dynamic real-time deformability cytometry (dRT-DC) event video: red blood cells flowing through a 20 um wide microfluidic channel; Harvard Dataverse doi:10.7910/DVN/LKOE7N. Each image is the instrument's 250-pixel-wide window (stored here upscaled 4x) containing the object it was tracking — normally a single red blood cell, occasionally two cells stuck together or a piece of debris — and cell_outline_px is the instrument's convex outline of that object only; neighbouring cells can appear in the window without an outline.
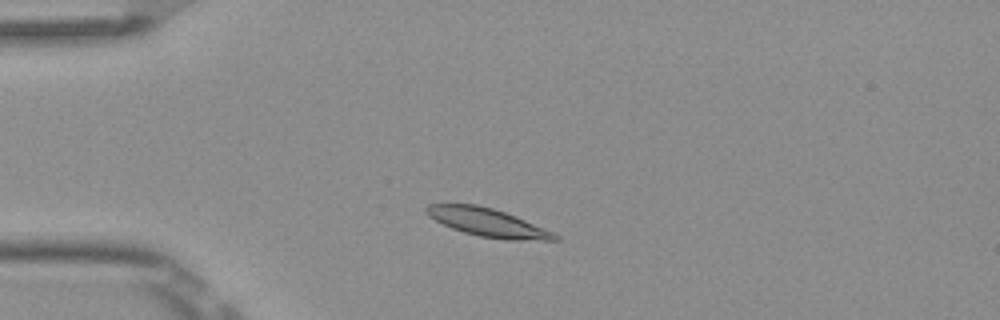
{"species": "Egyptian fruit bat (a non-hibernating species)", "species_latin": "Rousettus aegyptiacus", "temperature_condition": "room temperature", "stored_images_in_passage": 7, "camera_frame_rate_fps": 3000, "um_per_image_px": 0.085, "frame": {"image": 1, "passage_image": 3, "time_ms": 0.667, "image_size_px": [1000, 320], "cell_outline_px": [[560, 240], [504, 240], [480, 236], [464, 232], [452, 228], [428, 216], [424, 212], [424, 208], [428, 204], [476, 204], [492, 208], [504, 212], [524, 220], [552, 232], [560, 236]], "centroid_in_image_um": [41.42, 18.91], "position_along_channel_um": 43.6, "area_um2": 20.87}}
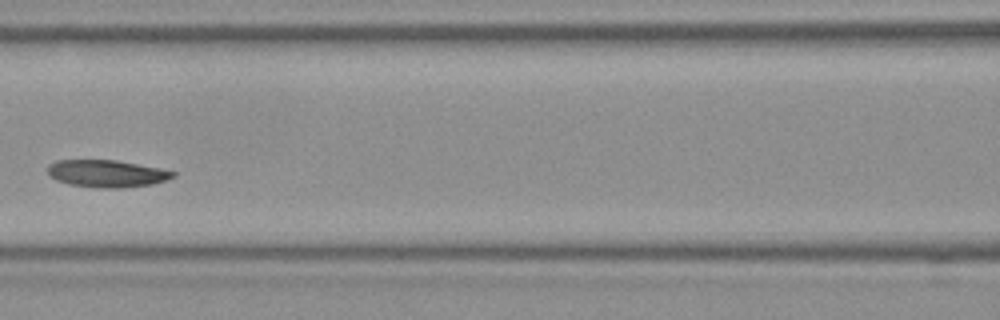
{"frame": {"image": 2, "passage_image": 6, "time_ms": 1.667, "image_size_px": [1000, 320], "cell_outline_px": [[176, 176], [168, 180], [152, 184], [120, 188], [100, 188], [68, 184], [56, 180], [48, 172], [48, 164], [56, 160], [116, 160], [160, 168], [176, 172]], "centroid_in_image_um": [9.1, 14.75], "position_along_channel_um": 157.5, "area_um2": 19.94}}
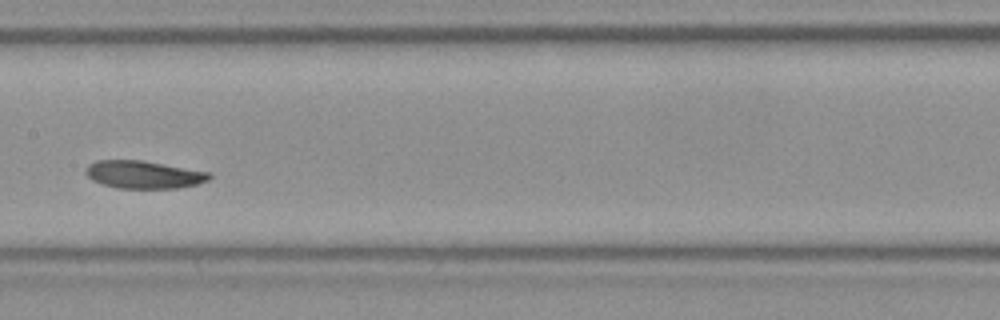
{"frame": {"image": 3, "passage_image": 7, "time_ms": 2.0, "image_size_px": [1000, 320], "cell_outline_px": [[212, 176], [208, 180], [196, 184], [176, 188], [116, 188], [92, 180], [84, 172], [88, 164], [96, 160], [144, 160], [208, 172]], "centroid_in_image_um": [12.18, 14.83], "position_along_channel_um": 195.2, "area_um2": 19.88}}